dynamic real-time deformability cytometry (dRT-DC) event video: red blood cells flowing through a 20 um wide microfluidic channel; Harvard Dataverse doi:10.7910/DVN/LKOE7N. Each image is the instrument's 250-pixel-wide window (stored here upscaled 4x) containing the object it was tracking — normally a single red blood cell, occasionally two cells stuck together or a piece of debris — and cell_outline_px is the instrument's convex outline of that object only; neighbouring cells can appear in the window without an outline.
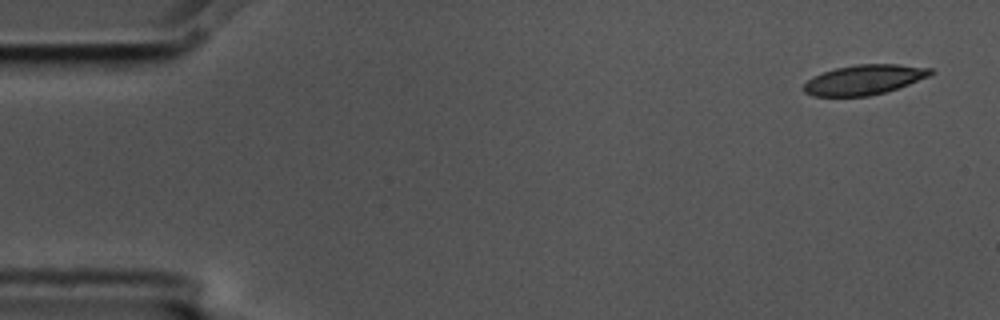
{"species": "common noctule bat (a hibernating species)", "species_latin": "Nyctalus noctula", "temperature_condition": "cold", "stored_images_in_passage": 4, "camera_frame_rate_fps": 3000, "um_per_image_px": 0.085, "animal": {"sex": "male", "body_mass_g": 17.5, "forearm_length_mm": 52.3}, "frame": {"image": 1, "passage_image": 1, "time_ms": 0.0, "image_size_px": [1000, 320], "cell_outline_px": [[936, 72], [928, 76], [908, 84], [884, 92], [868, 96], [812, 96], [804, 92], [804, 84], [812, 76], [836, 68], [856, 64], [896, 64], [932, 68]], "centroid_in_image_um": [73.44, 6.77], "position_along_channel_um": 11.6, "area_um2": 21.91}}
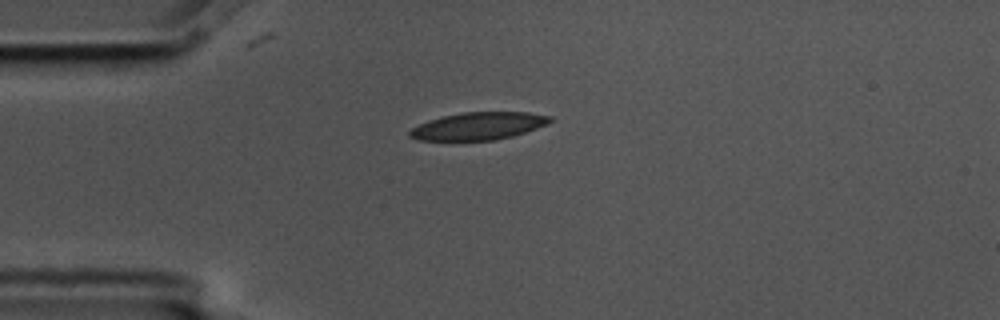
{"frame": {"image": 2, "passage_image": 4, "time_ms": 1.0, "image_size_px": [1000, 320], "cell_outline_px": [[552, 120], [548, 124], [512, 136], [492, 140], [420, 140], [408, 136], [408, 132], [412, 128], [428, 120], [444, 116], [464, 112], [528, 112], [552, 116]], "centroid_in_image_um": [40.67, 10.71], "position_along_channel_um": 44.3, "area_um2": 22.31}}